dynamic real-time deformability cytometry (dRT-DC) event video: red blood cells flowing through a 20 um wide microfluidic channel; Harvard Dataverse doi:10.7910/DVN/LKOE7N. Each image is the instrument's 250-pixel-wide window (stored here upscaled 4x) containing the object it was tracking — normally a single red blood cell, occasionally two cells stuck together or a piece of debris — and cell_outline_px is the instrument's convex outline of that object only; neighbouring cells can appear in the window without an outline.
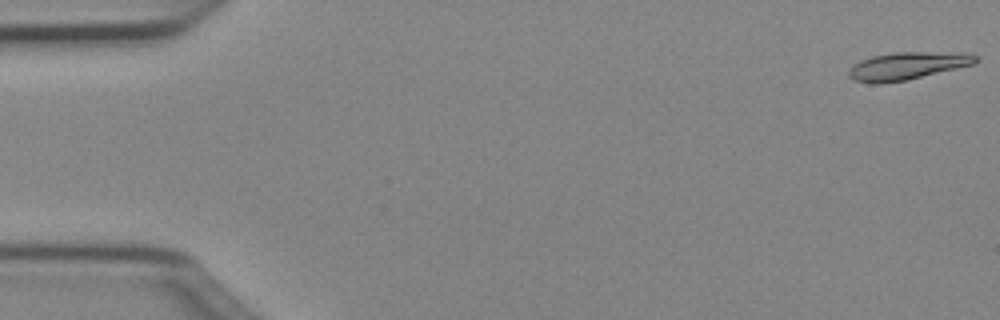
{"species": "Egyptian fruit bat (a non-hibernating species)", "species_latin": "Rousettus aegyptiacus", "temperature_condition": "cold", "stored_images_in_passage": 50, "camera_frame_rate_fps": 3000, "um_per_image_px": 0.085, "animal": {"sex": "female"}, "frame": {"image": 1, "passage_image": 1, "time_ms": 0.0, "image_size_px": [1000, 320], "cell_outline_px": [[976, 60], [972, 64], [908, 80], [880, 84], [872, 84], [856, 80], [848, 76], [848, 68], [860, 60], [872, 56], [896, 52], [968, 52], [976, 56]], "centroid_in_image_um": [77.07, 5.6], "position_along_channel_um": 7.9, "area_um2": 20.4}}
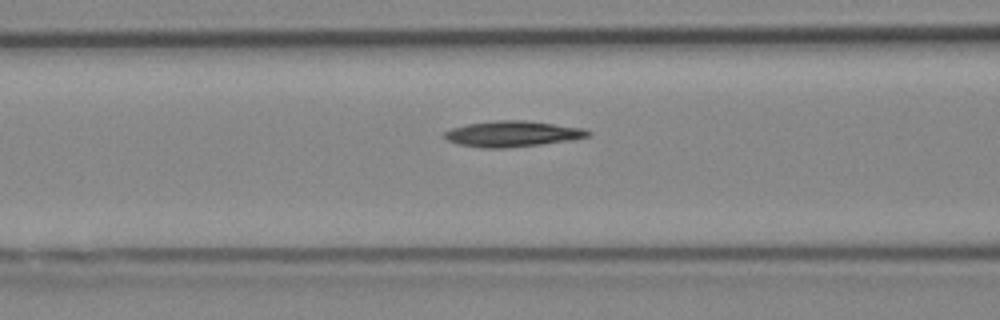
{"frame": {"image": 2, "passage_image": 20, "time_ms": 6.333, "image_size_px": [1000, 320], "cell_outline_px": [[592, 132], [588, 136], [572, 140], [508, 148], [480, 148], [456, 144], [448, 140], [444, 136], [444, 132], [452, 128], [468, 124], [496, 120], [524, 120], [584, 128]], "centroid_in_image_um": [43.55, 11.38], "position_along_channel_um": 123.0, "area_um2": 21.56}}
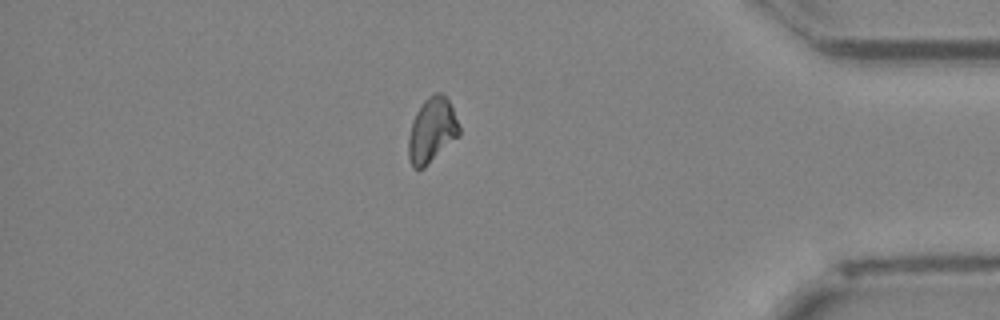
{"frame": {"image": 3, "passage_image": 43, "time_ms": 14.0, "image_size_px": [1000, 320], "cell_outline_px": [[460, 136], [424, 168], [412, 168], [408, 156], [408, 136], [416, 112], [424, 100], [432, 92], [444, 92], [452, 108], [460, 128]], "centroid_in_image_um": [36.72, 11.07], "position_along_channel_um": 398.5, "area_um2": 19.36}, "authors_computed_cell_mechanics": {"area_um2": 20.0566, "velocity_mm_per_s": 4.04, "shape_relaxation_time_tau1_ms": 6.2625, "shape_relaxation_time_tau2_ms": null, "deformation_change_tau1": 0.1425, "deformation_change_tau2": null}}